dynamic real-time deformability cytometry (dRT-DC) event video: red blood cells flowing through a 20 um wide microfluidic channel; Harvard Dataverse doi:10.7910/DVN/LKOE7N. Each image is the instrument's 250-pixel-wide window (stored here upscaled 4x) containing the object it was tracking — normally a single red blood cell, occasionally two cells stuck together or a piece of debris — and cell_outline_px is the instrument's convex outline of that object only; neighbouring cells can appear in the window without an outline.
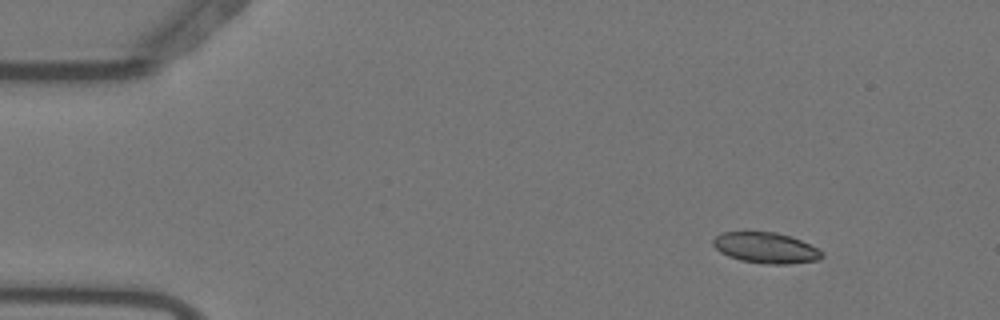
{"species": "Egyptian fruit bat (a non-hibernating species)", "species_latin": "Rousettus aegyptiacus", "temperature_condition": "warm", "stored_images_in_passage": 3, "camera_frame_rate_fps": 3000, "um_per_image_px": 0.085, "animal": {"sex": "female"}, "frame": {"image": 1, "passage_image": 1, "time_ms": 0.0, "image_size_px": [1000, 320], "cell_outline_px": [[824, 256], [820, 260], [788, 264], [764, 264], [740, 260], [728, 256], [720, 252], [712, 244], [712, 240], [716, 236], [724, 232], [744, 228], [776, 232], [792, 236], [824, 252]], "centroid_in_image_um": [65.05, 21.02], "position_along_channel_um": 19.9, "area_um2": 20.35}}
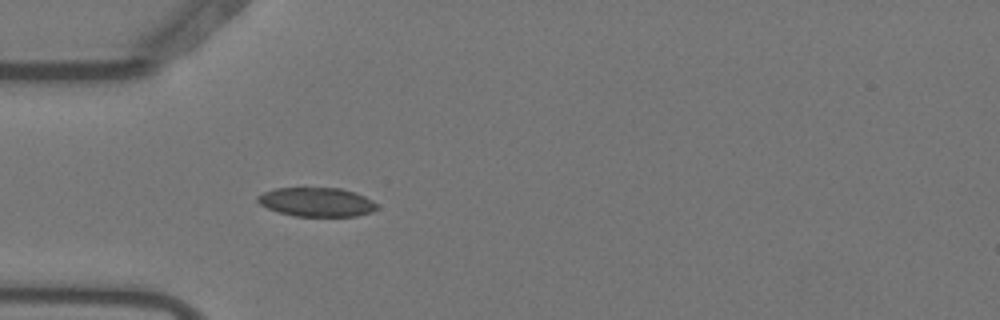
{"frame": {"image": 2, "passage_image": 3, "time_ms": 0.667, "image_size_px": [1000, 320], "cell_outline_px": [[380, 208], [372, 212], [356, 216], [296, 216], [280, 212], [268, 208], [260, 204], [256, 200], [256, 196], [264, 192], [276, 188], [340, 188], [356, 192], [372, 200]], "centroid_in_image_um": [26.94, 17.17], "position_along_channel_um": 58.1, "area_um2": 20.17}}